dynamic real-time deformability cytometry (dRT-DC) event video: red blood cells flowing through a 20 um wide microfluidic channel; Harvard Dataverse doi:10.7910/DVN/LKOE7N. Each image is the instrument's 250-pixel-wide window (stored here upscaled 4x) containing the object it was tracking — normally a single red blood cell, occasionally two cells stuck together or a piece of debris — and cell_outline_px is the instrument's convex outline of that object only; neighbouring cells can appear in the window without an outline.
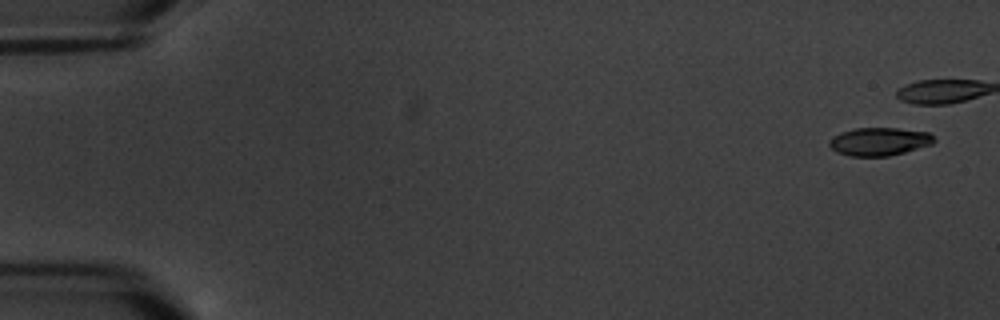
{"species": "common noctule bat (a hibernating species)", "species_latin": "Nyctalus noctula", "temperature_condition": "warm", "stored_images_in_passage": 6, "camera_frame_rate_fps": 3000, "um_per_image_px": 0.085, "animal": {"sex": "male", "body_mass_g": 20.1, "forearm_length_mm": 53.5}, "frame": {"image": 1, "passage_image": 1, "time_ms": 0.0, "image_size_px": [1000, 320], "cell_outline_px": [[936, 140], [932, 144], [904, 152], [888, 156], [848, 156], [836, 152], [828, 144], [828, 140], [832, 136], [840, 132], [856, 128], [896, 128], [928, 132]], "centroid_in_image_um": [74.69, 12.03], "position_along_channel_um": 10.3, "area_um2": 17.17}}
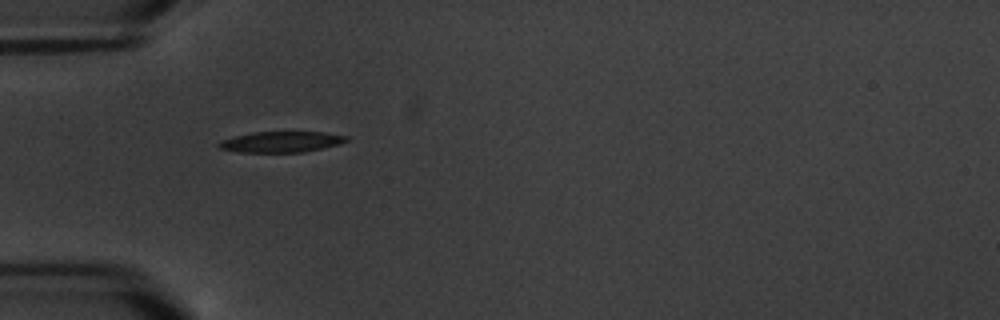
{"frame": {"image": 2, "passage_image": 6, "time_ms": 6.667, "image_size_px": [1000, 320], "cell_outline_px": [[348, 140], [340, 144], [304, 152], [236, 152], [220, 148], [216, 144], [220, 140], [252, 132], [324, 132], [348, 136]], "centroid_in_image_um": [23.89, 12.06], "position_along_channel_um": 61.1, "area_um2": 15.49}}